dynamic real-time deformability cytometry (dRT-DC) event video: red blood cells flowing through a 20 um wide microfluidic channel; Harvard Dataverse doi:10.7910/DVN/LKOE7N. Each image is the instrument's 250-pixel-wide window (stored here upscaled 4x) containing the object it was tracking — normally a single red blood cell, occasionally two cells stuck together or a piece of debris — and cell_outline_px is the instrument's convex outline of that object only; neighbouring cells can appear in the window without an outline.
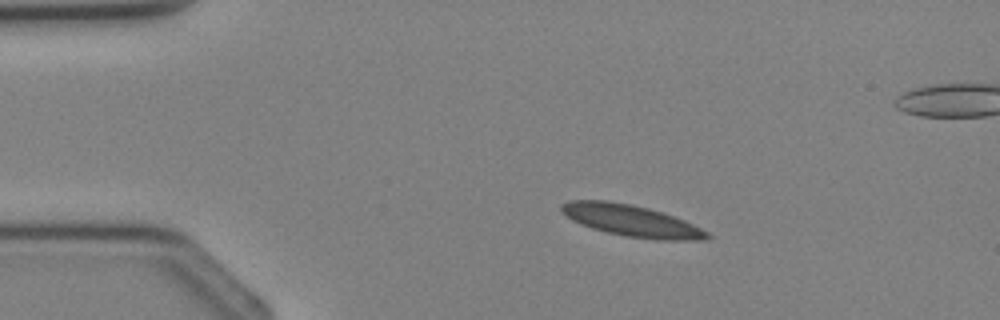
{"species": "Egyptian fruit bat (a non-hibernating species)", "species_latin": "Rousettus aegyptiacus", "temperature_condition": "cold", "stored_images_in_passage": 3, "camera_frame_rate_fps": 3000, "um_per_image_px": 0.085, "animal": {"sex": "female"}, "frame": {"image": 1, "passage_image": 1, "time_ms": 0.0, "image_size_px": [1000, 320], "cell_outline_px": [[712, 236], [708, 240], [660, 240], [624, 236], [592, 228], [580, 224], [572, 220], [560, 212], [560, 204], [568, 200], [608, 200], [632, 204], [648, 208], [684, 220], [708, 232]], "centroid_in_image_um": [53.63, 18.75], "position_along_channel_um": 31.4, "area_um2": 26.88}}